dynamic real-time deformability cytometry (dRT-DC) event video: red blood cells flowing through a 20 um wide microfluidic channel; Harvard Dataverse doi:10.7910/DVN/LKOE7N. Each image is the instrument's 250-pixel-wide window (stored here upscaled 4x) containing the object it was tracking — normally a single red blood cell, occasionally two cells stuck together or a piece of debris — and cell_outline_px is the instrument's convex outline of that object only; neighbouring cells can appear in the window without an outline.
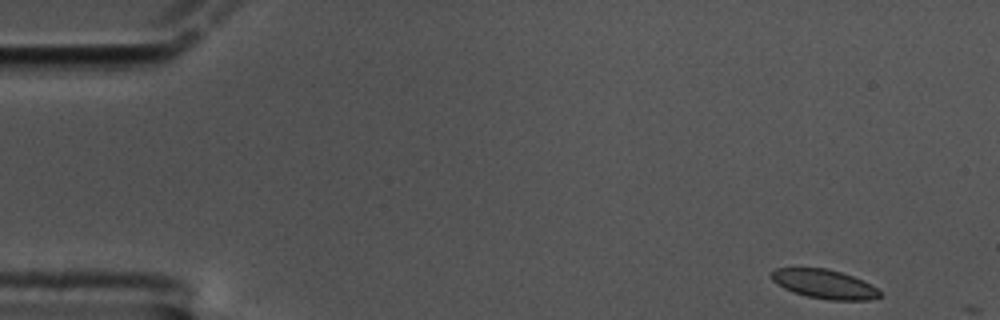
{"species": "common noctule bat (a hibernating species)", "species_latin": "Nyctalus noctula", "temperature_condition": "cold", "stored_images_in_passage": 5, "camera_frame_rate_fps": 3000, "um_per_image_px": 0.085, "animal": {"sex": "male", "body_mass_g": 17.5, "forearm_length_mm": 52.3}, "frame": {"image": 1, "passage_image": 1, "time_ms": 0.0, "image_size_px": [1000, 320], "cell_outline_px": [[884, 296], [868, 300], [828, 300], [808, 296], [784, 288], [772, 280], [772, 272], [776, 268], [824, 268], [840, 272], [852, 276], [876, 288]], "centroid_in_image_um": [70.08, 24.15], "position_along_channel_um": 14.9, "area_um2": 17.98}}